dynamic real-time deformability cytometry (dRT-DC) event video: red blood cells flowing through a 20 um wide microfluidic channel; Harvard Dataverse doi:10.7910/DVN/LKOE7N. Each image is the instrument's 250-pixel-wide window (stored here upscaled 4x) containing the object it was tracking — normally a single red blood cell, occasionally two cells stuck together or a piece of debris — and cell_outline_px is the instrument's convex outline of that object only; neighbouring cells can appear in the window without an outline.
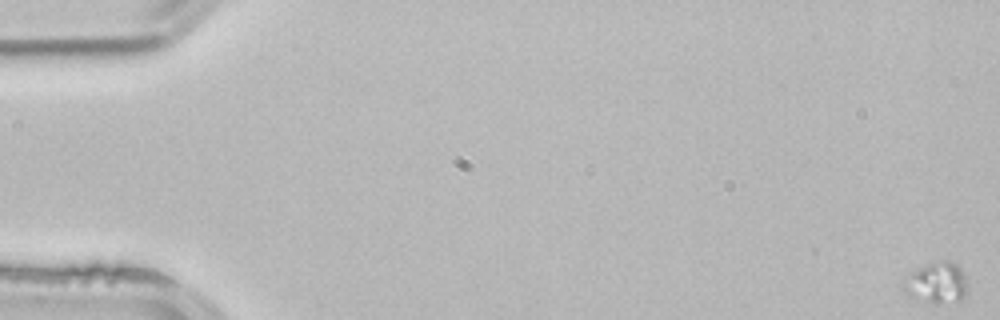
{"species": "common noctule bat (a hibernating species)", "species_latin": "Nyctalus noctula", "temperature_condition": "room temperature", "stored_images_in_passage": 55, "camera_frame_rate_fps": 3000, "um_per_image_px": 0.085, "animal": {"sex": "male", "body_mass_g": 21.5, "forearm_length_mm": 52.0}, "frame": {"image": 1, "passage_image": 1, "time_ms": 0.0, "image_size_px": [1000, 320], "cell_outline_px": [[964, 296], [960, 300], [936, 304], [932, 304], [916, 300], [908, 296], [904, 292], [900, 284], [900, 280], [908, 272], [924, 264], [936, 260], [948, 260], [956, 264], [960, 268], [964, 276]], "centroid_in_image_um": [79.46, 24.03], "position_along_channel_um": 5.5, "area_um2": 15.84}}
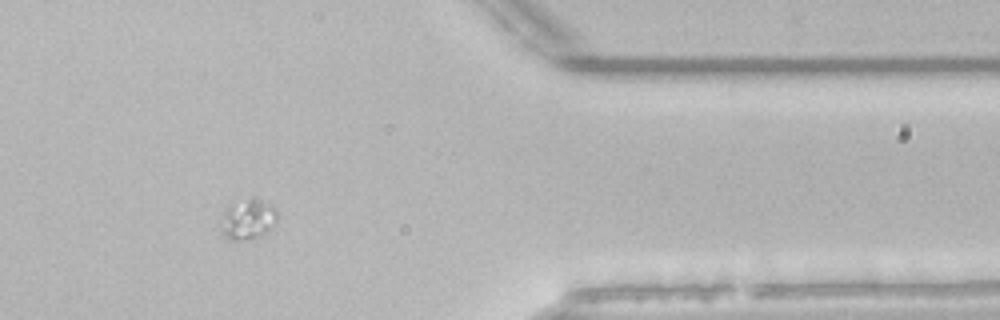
{"frame": {"image": 2, "passage_image": 46, "time_ms": 15.0, "image_size_px": [1000, 320], "cell_outline_px": [[276, 220], [260, 236], [240, 240], [228, 240], [220, 232], [220, 224], [224, 212], [228, 204], [248, 200], [252, 200], [276, 208]], "centroid_in_image_um": [20.96, 18.69], "position_along_channel_um": 390.4, "area_um2": 12.54}}
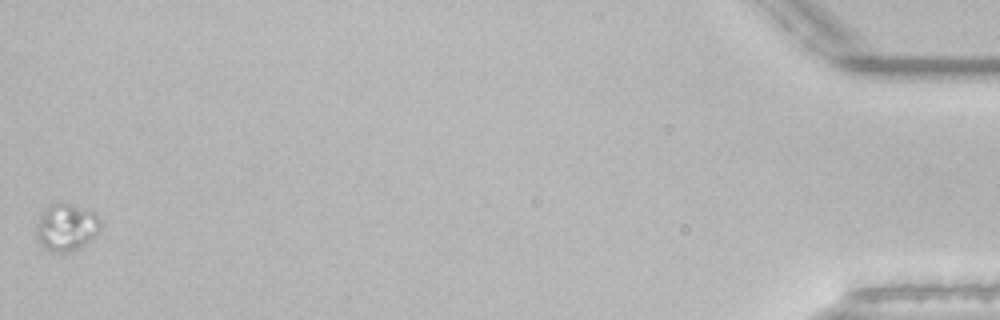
{"frame": {"image": 3, "passage_image": 55, "time_ms": 18.0, "image_size_px": [1000, 320], "cell_outline_px": [[104, 220], [96, 236], [92, 240], [68, 252], [52, 252], [44, 248], [36, 240], [36, 224], [40, 216], [48, 204], [56, 200], [60, 200], [96, 212]], "centroid_in_image_um": [5.66, 19.27], "position_along_channel_um": 429.5, "area_um2": 18.38}}